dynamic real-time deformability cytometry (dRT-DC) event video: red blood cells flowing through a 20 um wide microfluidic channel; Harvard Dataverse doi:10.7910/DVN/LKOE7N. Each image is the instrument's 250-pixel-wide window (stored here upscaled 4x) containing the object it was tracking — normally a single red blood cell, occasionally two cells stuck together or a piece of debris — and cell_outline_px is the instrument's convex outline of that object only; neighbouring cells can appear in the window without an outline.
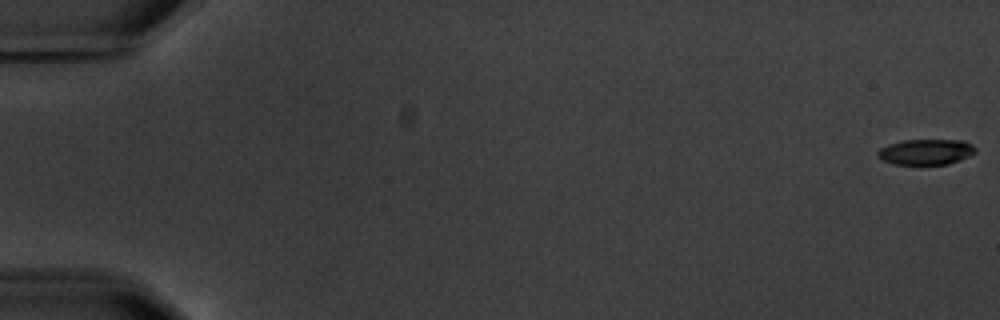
{"species": "common noctule bat (a hibernating species)", "species_latin": "Nyctalus noctula", "temperature_condition": "warm", "stored_images_in_passage": 5, "camera_frame_rate_fps": 3000, "um_per_image_px": 0.085, "animal": {"sex": "male", "body_mass_g": 20.1, "forearm_length_mm": 53.5}, "frame": {"image": 1, "passage_image": 1, "time_ms": 0.0, "image_size_px": [1000, 320], "cell_outline_px": [[976, 152], [960, 160], [948, 164], [892, 164], [876, 156], [876, 152], [880, 148], [888, 144], [904, 140], [964, 140], [972, 144], [976, 148]], "centroid_in_image_um": [78.7, 12.9], "position_along_channel_um": 6.3, "area_um2": 14.62}}
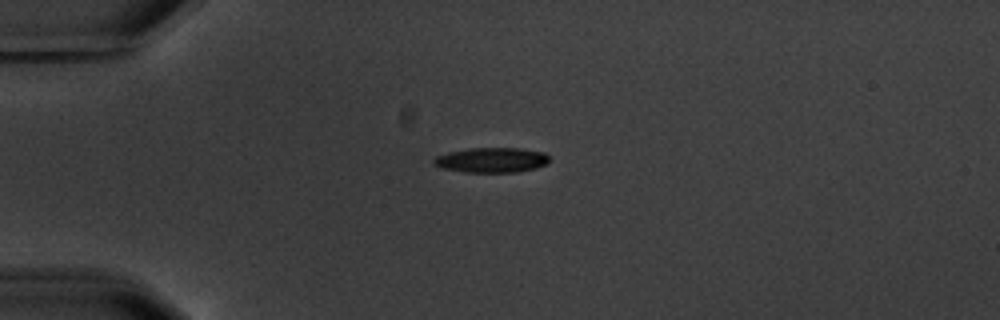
{"frame": {"image": 2, "passage_image": 5, "time_ms": 5.0, "image_size_px": [1000, 320], "cell_outline_px": [[548, 164], [536, 168], [516, 172], [464, 172], [440, 168], [432, 164], [432, 160], [436, 156], [448, 152], [468, 148], [520, 148], [544, 152], [548, 156]], "centroid_in_image_um": [41.75, 13.6], "position_along_channel_um": 43.2, "area_um2": 16.99}}